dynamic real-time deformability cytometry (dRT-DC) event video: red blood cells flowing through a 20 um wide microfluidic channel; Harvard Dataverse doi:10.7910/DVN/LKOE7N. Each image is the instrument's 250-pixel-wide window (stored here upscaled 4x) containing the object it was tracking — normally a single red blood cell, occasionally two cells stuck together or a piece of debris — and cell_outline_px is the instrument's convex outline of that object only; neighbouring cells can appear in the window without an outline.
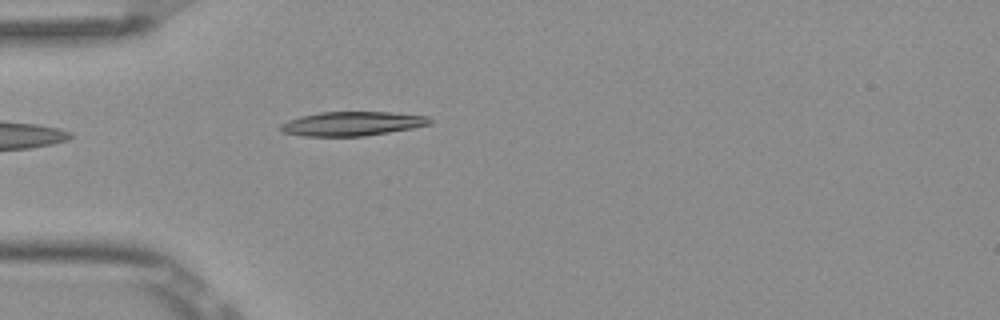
{"species": "Egyptian fruit bat (a non-hibernating species)", "species_latin": "Rousettus aegyptiacus", "temperature_condition": "room temperature", "stored_images_in_passage": 4, "camera_frame_rate_fps": 3000, "um_per_image_px": 0.085, "frame": {"image": 1, "passage_image": 4, "time_ms": 1.0, "image_size_px": [1000, 320], "cell_outline_px": [[432, 124], [412, 128], [364, 136], [300, 136], [284, 132], [280, 128], [280, 124], [288, 120], [300, 116], [320, 112], [392, 112], [428, 116], [432, 120]], "centroid_in_image_um": [29.94, 10.51], "position_along_channel_um": 55.1, "area_um2": 21.04}}